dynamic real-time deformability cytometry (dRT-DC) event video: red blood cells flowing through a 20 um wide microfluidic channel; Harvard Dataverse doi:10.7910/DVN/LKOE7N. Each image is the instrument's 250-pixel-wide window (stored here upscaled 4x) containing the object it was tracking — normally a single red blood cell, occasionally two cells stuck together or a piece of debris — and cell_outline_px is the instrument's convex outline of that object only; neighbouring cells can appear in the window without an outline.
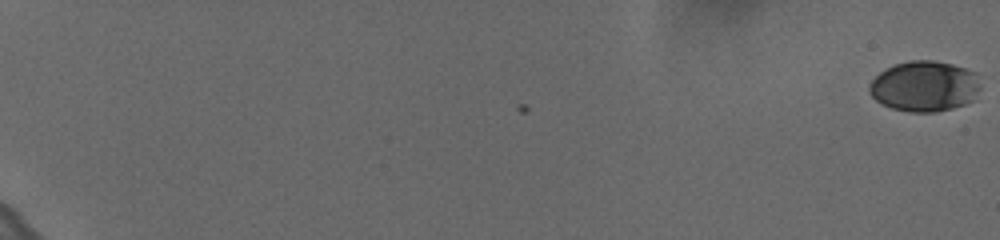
{"species": "human", "species_latin": "Homo sapiens", "temperature_condition": "cold", "stored_images_in_passage": 62, "camera_frame_rate_fps": 3000, "um_per_image_px": 0.085, "donor": {"sex": "female"}, "frame": {"image": 1, "passage_image": 1, "time_ms": 0.0, "image_size_px": [1000, 240], "cell_outline_px": [[980, 88], [972, 100], [964, 104], [952, 108], [936, 112], [908, 112], [892, 108], [876, 100], [868, 92], [868, 88], [872, 80], [880, 72], [896, 64], [912, 60], [932, 60], [952, 64], [976, 72]], "centroid_in_image_um": [78.58, 7.33], "position_along_channel_um": 6.4, "area_um2": 32.6}}
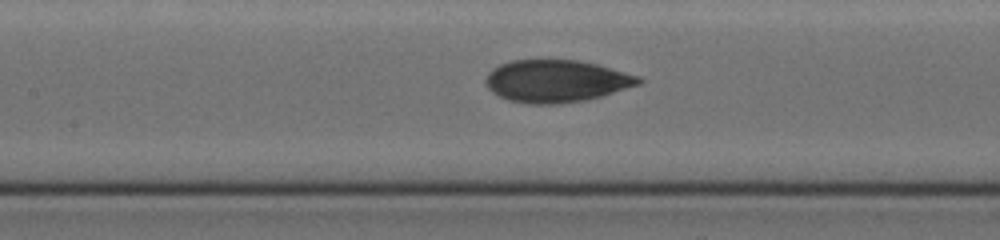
{"frame": {"image": 2, "passage_image": 34, "time_ms": 11.0, "image_size_px": [1000, 240], "cell_outline_px": [[644, 80], [640, 84], [588, 100], [556, 104], [528, 104], [508, 100], [492, 92], [484, 84], [484, 80], [488, 72], [492, 68], [500, 64], [512, 60], [580, 60], [596, 64], [640, 76]], "centroid_in_image_um": [47.26, 6.89], "position_along_channel_um": 160.1, "area_um2": 37.92}}
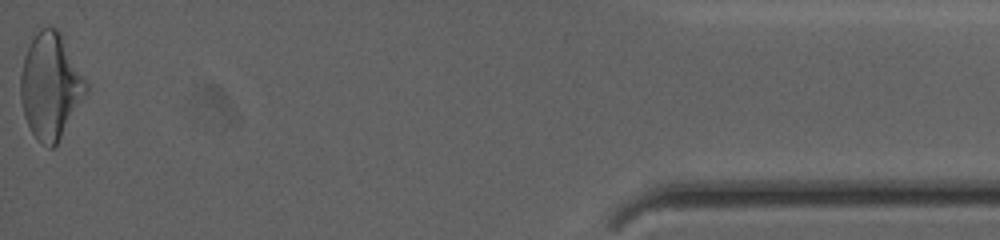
{"frame": {"image": 3, "passage_image": 62, "time_ms": 20.333, "image_size_px": [1000, 240], "cell_outline_px": [[88, 88], [84, 96], [56, 144], [52, 148], [48, 148], [36, 140], [24, 116], [20, 100], [20, 76], [24, 56], [36, 24], [56, 28], [60, 32], [88, 84]], "centroid_in_image_um": [4.24, 7.24], "position_along_channel_um": 431.0, "area_um2": 40.4}, "authors_computed_cell_mechanics": {"area_um2": 36.6741, "velocity_mm_per_s": 3.6469, "shape_relaxation_time_tau1_ms": 4.3209, "shape_relaxation_time_tau2_ms": 1.3057, "deformation_change_tau1": 0.1421, "deformation_change_tau2": 0.056}}